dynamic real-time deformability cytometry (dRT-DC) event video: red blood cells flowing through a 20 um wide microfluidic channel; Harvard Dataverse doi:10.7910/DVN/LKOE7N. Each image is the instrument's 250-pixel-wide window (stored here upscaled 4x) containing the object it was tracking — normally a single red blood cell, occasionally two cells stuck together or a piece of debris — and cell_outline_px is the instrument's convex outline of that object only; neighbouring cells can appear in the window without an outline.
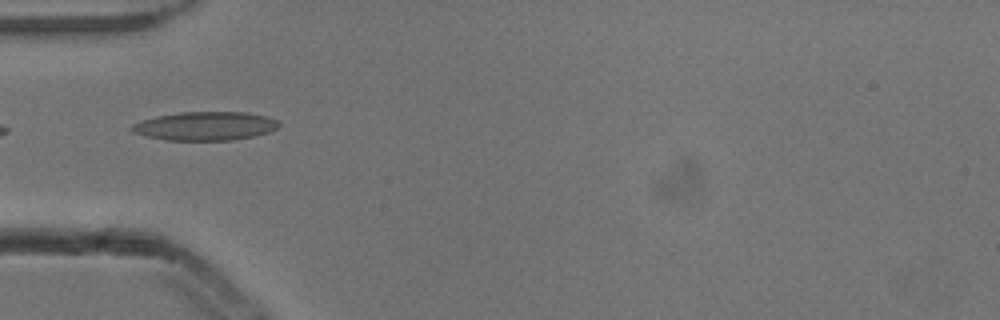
{"species": "common noctule bat (a hibernating species)", "species_latin": "Nyctalus noctula", "temperature_condition": "cold", "stored_images_in_passage": 5, "camera_frame_rate_fps": 3000, "um_per_image_px": 0.085, "animal": {"sex": "male", "body_mass_g": 13.3}, "frame": {"image": 1, "passage_image": 2, "time_ms": 0.333, "image_size_px": [1000, 320], "cell_outline_px": [[280, 124], [276, 128], [268, 132], [256, 136], [232, 140], [164, 140], [132, 132], [128, 128], [132, 124], [156, 116], [180, 112], [244, 112], [264, 116], [276, 120]], "centroid_in_image_um": [17.41, 10.71], "position_along_channel_um": 67.6, "area_um2": 24.45}}
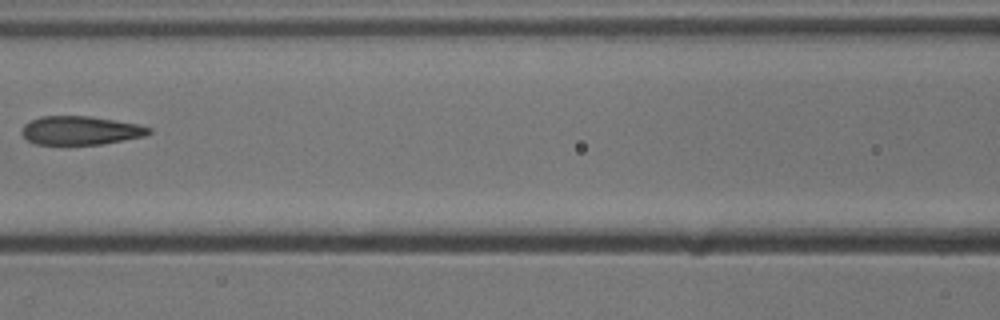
{"frame": {"image": 2, "passage_image": 4, "time_ms": 1.0, "image_size_px": [1000, 320], "cell_outline_px": [[152, 132], [144, 136], [124, 140], [100, 144], [36, 144], [28, 140], [20, 132], [24, 124], [40, 116], [88, 116], [116, 120], [140, 124], [152, 128]], "centroid_in_image_um": [6.87, 11.08], "position_along_channel_um": 159.7, "area_um2": 21.21}}
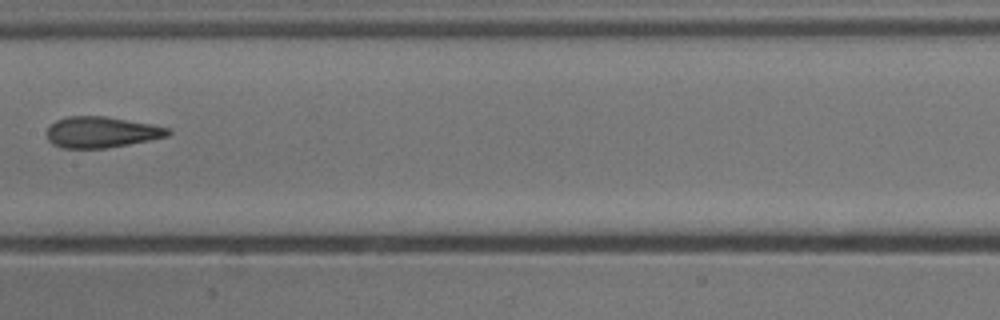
{"frame": {"image": 3, "passage_image": 5, "time_ms": 1.333, "image_size_px": [1000, 320], "cell_outline_px": [[172, 132], [168, 136], [128, 144], [104, 148], [60, 148], [52, 144], [48, 140], [48, 124], [56, 120], [68, 116], [108, 116], [152, 124], [172, 128]], "centroid_in_image_um": [8.62, 11.22], "position_along_channel_um": 198.8, "area_um2": 22.08}}